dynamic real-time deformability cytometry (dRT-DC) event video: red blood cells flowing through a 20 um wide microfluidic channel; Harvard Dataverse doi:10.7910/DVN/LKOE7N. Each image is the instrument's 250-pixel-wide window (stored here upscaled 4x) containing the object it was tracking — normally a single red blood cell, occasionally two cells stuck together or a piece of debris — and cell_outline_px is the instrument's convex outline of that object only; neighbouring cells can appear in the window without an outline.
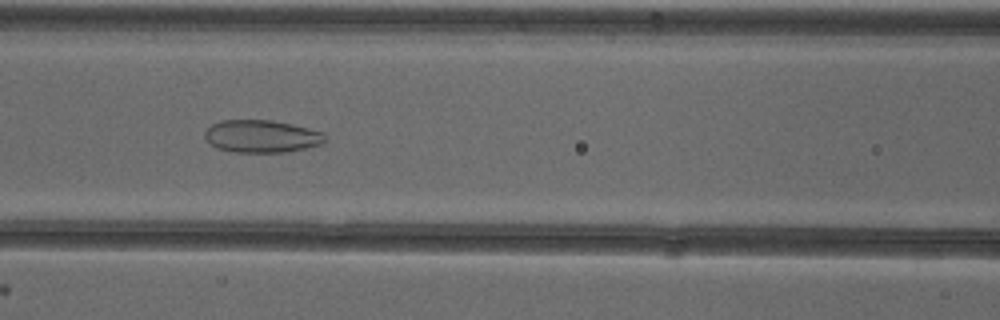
{"species": "common noctule bat (a hibernating species)", "species_latin": "Nyctalus noctula", "temperature_condition": "cold", "stored_images_in_passage": 51, "camera_frame_rate_fps": 3000, "um_per_image_px": 0.085, "animal": {"sex": "female"}, "frame": {"image": 1, "passage_image": 22, "time_ms": 7.0, "image_size_px": [1000, 320], "cell_outline_px": [[324, 140], [320, 144], [304, 148], [284, 152], [236, 152], [216, 148], [204, 136], [204, 132], [212, 124], [220, 120], [272, 120], [292, 124], [324, 132]], "centroid_in_image_um": [22.21, 11.57], "position_along_channel_um": 144.4, "area_um2": 22.6}}
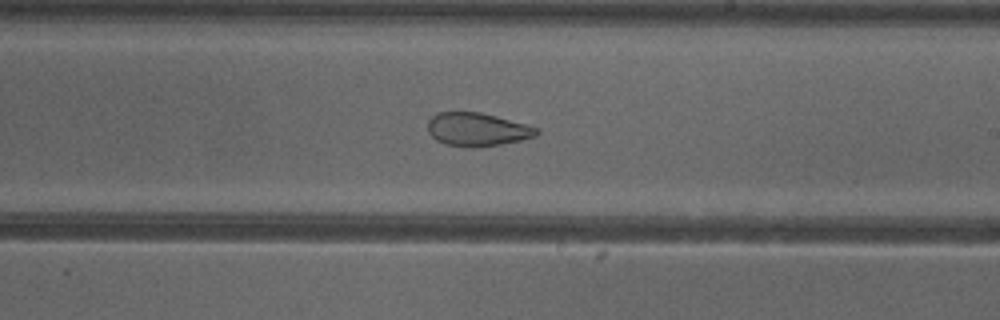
{"frame": {"image": 2, "passage_image": 30, "time_ms": 9.667, "image_size_px": [1000, 320], "cell_outline_px": [[540, 132], [536, 136], [520, 140], [500, 144], [472, 148], [468, 148], [444, 144], [436, 140], [428, 132], [428, 120], [436, 112], [480, 112], [528, 124], [540, 128]], "centroid_in_image_um": [40.57, 11.0], "position_along_channel_um": 248.4, "area_um2": 21.39}}
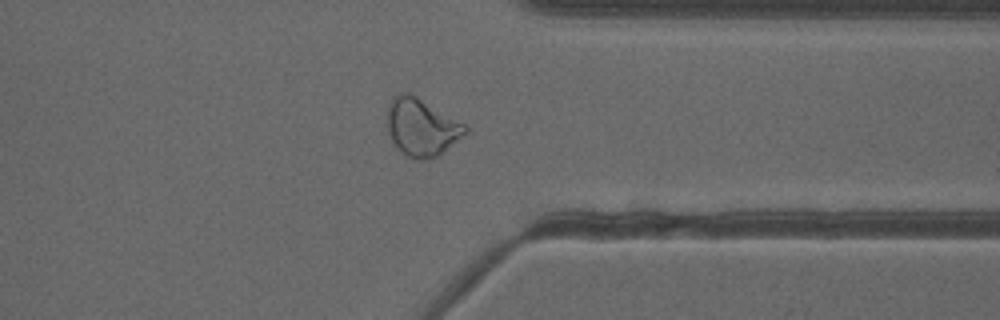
{"frame": {"image": 3, "passage_image": 40, "time_ms": 13.0, "image_size_px": [1000, 320], "cell_outline_px": [[468, 132], [436, 156], [428, 160], [416, 160], [408, 156], [396, 148], [388, 132], [388, 108], [392, 96], [400, 92], [408, 92], [416, 96], [464, 124], [468, 128]], "centroid_in_image_um": [35.8, 10.81], "position_along_channel_um": 375.6, "area_um2": 25.78}, "authors_computed_cell_mechanics": {"area_um2": 27.166, "velocity_mm_per_s": 3.8984, "shape_relaxation_time_tau1_ms": null, "shape_relaxation_time_tau2_ms": 1.7361, "deformation_change_tau1": null, "deformation_change_tau2": 0.0837}}